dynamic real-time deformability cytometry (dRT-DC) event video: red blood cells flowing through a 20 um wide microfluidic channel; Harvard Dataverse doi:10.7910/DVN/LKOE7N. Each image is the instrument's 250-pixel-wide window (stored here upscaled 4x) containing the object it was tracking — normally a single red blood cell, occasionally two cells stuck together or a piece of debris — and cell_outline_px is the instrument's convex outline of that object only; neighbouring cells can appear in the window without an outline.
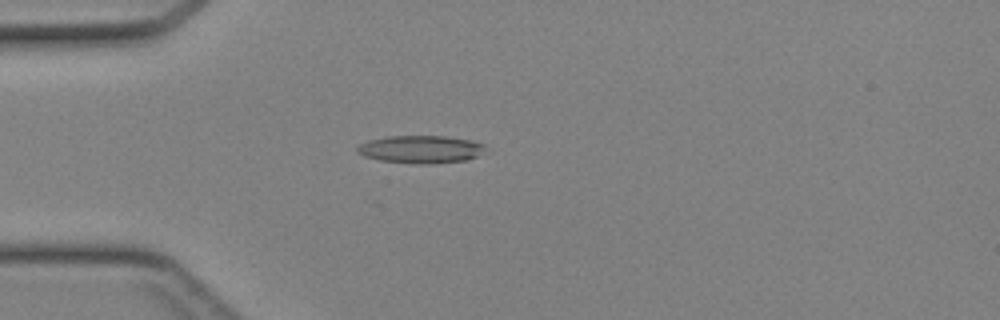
{"species": "Egyptian fruit bat (a non-hibernating species)", "species_latin": "Rousettus aegyptiacus", "temperature_condition": "cold", "stored_images_in_passage": 33, "camera_frame_rate_fps": 3000, "um_per_image_px": 0.085, "animal": {"sex": "female"}, "frame": {"image": 1, "passage_image": 1, "time_ms": 0.0, "image_size_px": [1000, 320], "cell_outline_px": [[488, 152], [468, 160], [432, 164], [416, 164], [380, 160], [364, 156], [356, 152], [356, 148], [360, 144], [368, 140], [388, 136], [448, 136], [468, 140], [484, 144]], "centroid_in_image_um": [35.8, 12.7], "position_along_channel_um": 49.2, "area_um2": 20.98}}
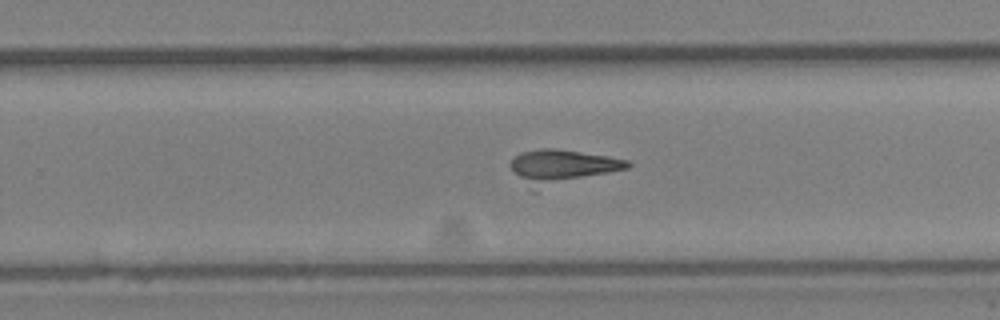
{"frame": {"image": 2, "passage_image": 17, "time_ms": 5.333, "image_size_px": [1000, 320], "cell_outline_px": [[632, 164], [628, 168], [536, 192], [532, 192], [512, 172], [508, 164], [520, 152], [540, 148], [556, 148], [608, 156], [628, 160]], "centroid_in_image_um": [47.7, 14.21], "position_along_channel_um": 282.1, "area_um2": 24.04}}
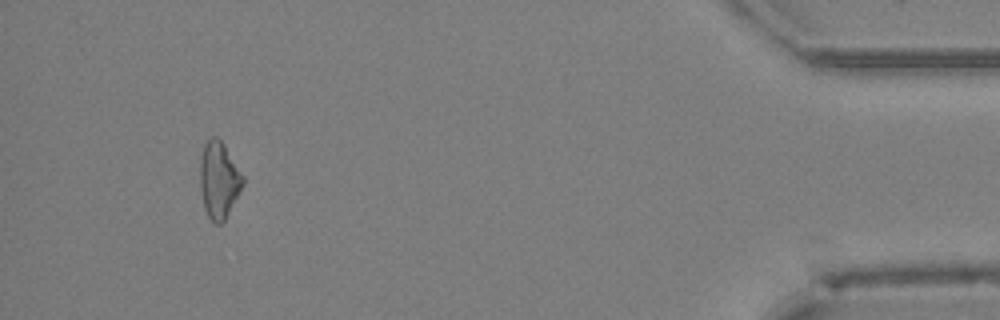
{"frame": {"image": 3, "passage_image": 30, "time_ms": 9.667, "image_size_px": [1000, 320], "cell_outline_px": [[244, 184], [224, 220], [220, 224], [216, 224], [208, 216], [204, 208], [200, 188], [200, 160], [204, 144], [212, 136], [216, 136], [224, 144], [244, 176]], "centroid_in_image_um": [18.6, 15.28], "position_along_channel_um": 416.6, "area_um2": 19.02}}